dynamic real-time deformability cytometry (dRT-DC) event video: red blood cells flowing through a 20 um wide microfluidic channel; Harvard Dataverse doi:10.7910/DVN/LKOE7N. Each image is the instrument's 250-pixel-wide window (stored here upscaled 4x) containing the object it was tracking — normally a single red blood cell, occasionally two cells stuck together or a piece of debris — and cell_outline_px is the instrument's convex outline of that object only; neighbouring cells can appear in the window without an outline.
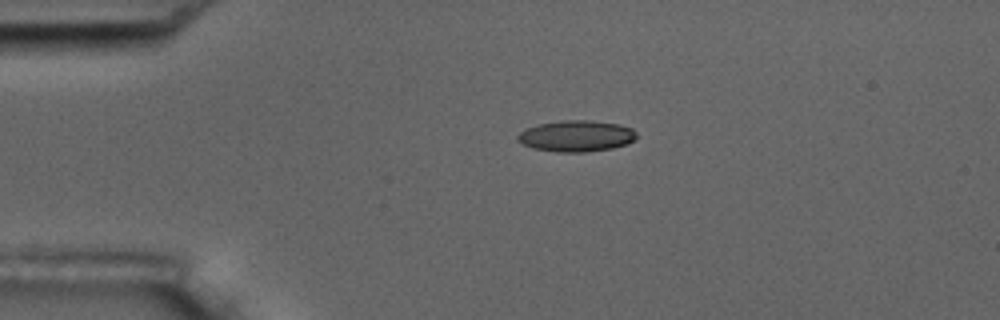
{"species": "common noctule bat (a hibernating species)", "species_latin": "Nyctalus noctula", "temperature_condition": "room temperature", "stored_images_in_passage": 2, "camera_frame_rate_fps": 3000, "um_per_image_px": 0.085, "animal": {"sex": "male", "body_mass_g": 17.5, "forearm_length_mm": 52.3}, "frame": {"image": 1, "passage_image": 1, "time_ms": 0.0, "image_size_px": [1000, 320], "cell_outline_px": [[636, 136], [628, 144], [612, 148], [584, 152], [556, 152], [532, 148], [516, 140], [516, 136], [524, 128], [540, 124], [560, 120], [588, 120], [620, 124], [632, 128], [636, 132]], "centroid_in_image_um": [48.96, 11.56], "position_along_channel_um": 36.0, "area_um2": 21.73}}